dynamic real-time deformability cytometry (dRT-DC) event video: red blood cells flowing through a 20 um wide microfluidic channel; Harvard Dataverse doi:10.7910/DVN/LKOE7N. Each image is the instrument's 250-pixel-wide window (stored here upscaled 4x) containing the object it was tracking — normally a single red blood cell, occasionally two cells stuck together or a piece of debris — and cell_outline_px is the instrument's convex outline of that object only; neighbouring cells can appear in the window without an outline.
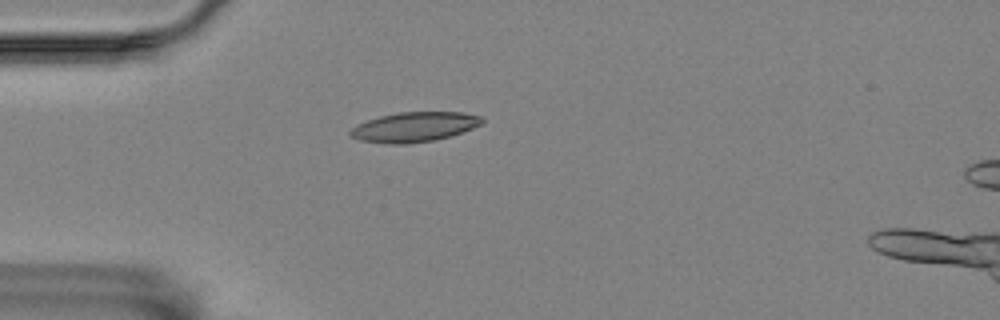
{"species": "Egyptian fruit bat (a non-hibernating species)", "species_latin": "Rousettus aegyptiacus", "temperature_condition": "room temperature", "stored_images_in_passage": 8, "camera_frame_rate_fps": 3000, "um_per_image_px": 0.085, "animal": {"sex": "female"}, "frame": {"image": 1, "passage_image": 1, "time_ms": 0.0, "image_size_px": [1000, 320], "cell_outline_px": [[484, 120], [480, 124], [472, 128], [448, 136], [432, 140], [408, 144], [388, 144], [360, 140], [352, 136], [348, 132], [356, 124], [380, 116], [400, 112], [464, 112], [484, 116]], "centroid_in_image_um": [35.21, 10.78], "position_along_channel_um": 49.8, "area_um2": 22.72}}
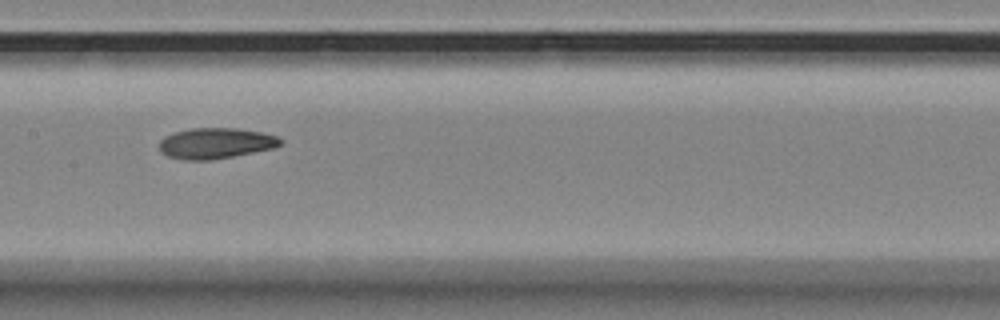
{"frame": {"image": 2, "passage_image": 5, "time_ms": 4.333, "image_size_px": [1000, 320], "cell_outline_px": [[284, 140], [280, 144], [272, 148], [212, 160], [184, 160], [168, 156], [160, 152], [160, 140], [164, 136], [176, 132], [192, 128], [236, 128], [260, 132], [276, 136]], "centroid_in_image_um": [18.3, 12.18], "position_along_channel_um": 189.1, "area_um2": 21.5}}
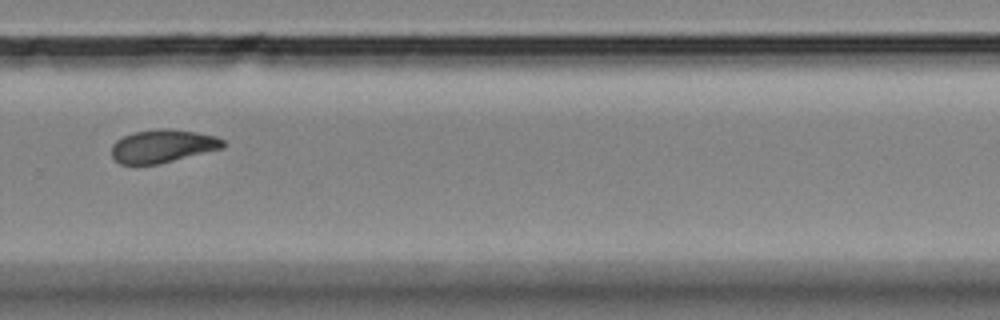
{"frame": {"image": 3, "passage_image": 8, "time_ms": 8.0, "image_size_px": [1000, 320], "cell_outline_px": [[224, 148], [156, 164], [120, 164], [112, 156], [112, 144], [116, 140], [132, 132], [156, 128], [168, 128], [196, 132], [216, 136], [224, 140]], "centroid_in_image_um": [13.82, 12.4], "position_along_channel_um": 316.0, "area_um2": 21.44}}